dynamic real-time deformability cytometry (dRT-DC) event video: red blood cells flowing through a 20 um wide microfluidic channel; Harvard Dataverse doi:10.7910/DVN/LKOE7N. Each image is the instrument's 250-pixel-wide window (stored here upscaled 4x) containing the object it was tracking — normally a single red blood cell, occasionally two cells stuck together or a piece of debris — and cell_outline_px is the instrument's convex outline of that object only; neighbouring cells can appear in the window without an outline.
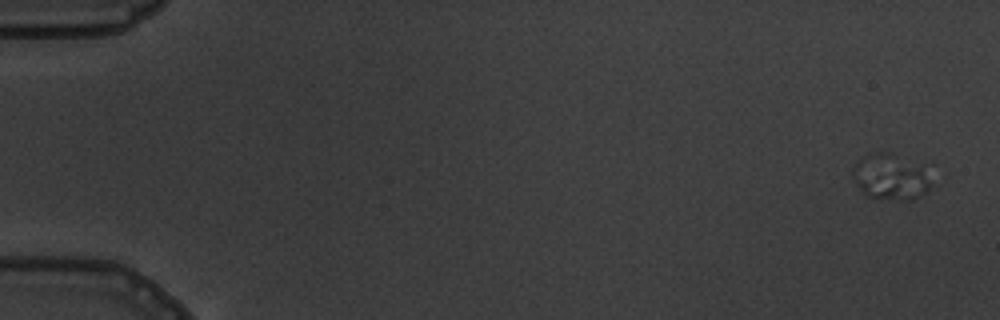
{"species": "common noctule bat (a hibernating species)", "species_latin": "Nyctalus noctula", "temperature_condition": "warm", "stored_images_in_passage": 8, "camera_frame_rate_fps": 3000, "um_per_image_px": 0.085, "animal": {"sex": "male", "body_mass_g": 19.5, "forearm_length_mm": 54.6}, "frame": {"image": 1, "passage_image": 1, "time_ms": 0.0, "image_size_px": [1000, 320], "cell_outline_px": [[932, 184], [920, 196], [912, 200], [900, 200], [864, 196], [852, 180], [852, 172], [856, 160], [872, 152], [924, 164]], "centroid_in_image_um": [75.66, 15.08], "position_along_channel_um": 9.3, "area_um2": 20.81}}
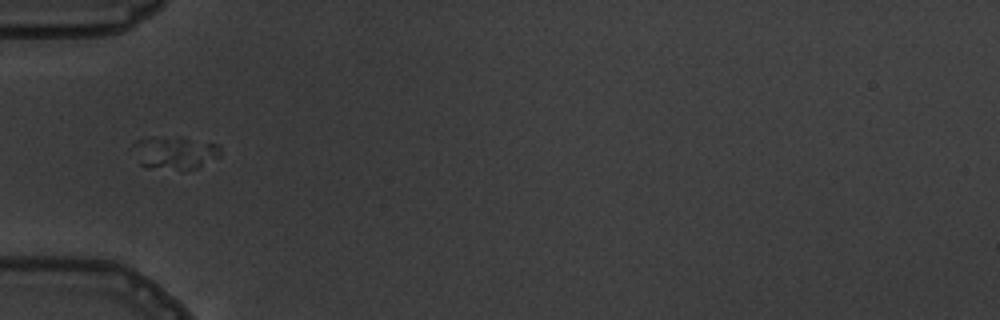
{"frame": {"image": 2, "passage_image": 6, "time_ms": 6.0, "image_size_px": [1000, 320], "cell_outline_px": [[220, 156], [196, 168], [148, 168], [140, 164], [152, 136], [180, 136], [220, 144]], "centroid_in_image_um": [15.21, 12.97], "position_along_channel_um": 69.8, "area_um2": 14.97}}